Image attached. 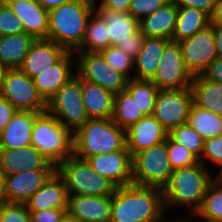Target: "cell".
<instances>
[{
	"label": "cell",
	"instance_id": "1",
	"mask_svg": "<svg viewBox=\"0 0 222 222\" xmlns=\"http://www.w3.org/2000/svg\"><path fill=\"white\" fill-rule=\"evenodd\" d=\"M112 222H162L163 190L130 184L117 187L111 197Z\"/></svg>",
	"mask_w": 222,
	"mask_h": 222
},
{
	"label": "cell",
	"instance_id": "25",
	"mask_svg": "<svg viewBox=\"0 0 222 222\" xmlns=\"http://www.w3.org/2000/svg\"><path fill=\"white\" fill-rule=\"evenodd\" d=\"M171 40L145 37L142 48L134 60V79L152 81L157 73L161 55Z\"/></svg>",
	"mask_w": 222,
	"mask_h": 222
},
{
	"label": "cell",
	"instance_id": "50",
	"mask_svg": "<svg viewBox=\"0 0 222 222\" xmlns=\"http://www.w3.org/2000/svg\"><path fill=\"white\" fill-rule=\"evenodd\" d=\"M217 57L222 58V26H214Z\"/></svg>",
	"mask_w": 222,
	"mask_h": 222
},
{
	"label": "cell",
	"instance_id": "4",
	"mask_svg": "<svg viewBox=\"0 0 222 222\" xmlns=\"http://www.w3.org/2000/svg\"><path fill=\"white\" fill-rule=\"evenodd\" d=\"M93 12L77 0L50 9L47 40L74 52L82 44Z\"/></svg>",
	"mask_w": 222,
	"mask_h": 222
},
{
	"label": "cell",
	"instance_id": "48",
	"mask_svg": "<svg viewBox=\"0 0 222 222\" xmlns=\"http://www.w3.org/2000/svg\"><path fill=\"white\" fill-rule=\"evenodd\" d=\"M132 0H106L103 6L106 10L128 12Z\"/></svg>",
	"mask_w": 222,
	"mask_h": 222
},
{
	"label": "cell",
	"instance_id": "45",
	"mask_svg": "<svg viewBox=\"0 0 222 222\" xmlns=\"http://www.w3.org/2000/svg\"><path fill=\"white\" fill-rule=\"evenodd\" d=\"M67 209H47L30 212L31 222H59Z\"/></svg>",
	"mask_w": 222,
	"mask_h": 222
},
{
	"label": "cell",
	"instance_id": "27",
	"mask_svg": "<svg viewBox=\"0 0 222 222\" xmlns=\"http://www.w3.org/2000/svg\"><path fill=\"white\" fill-rule=\"evenodd\" d=\"M96 12L108 26L110 46H118L120 42L130 39V36L140 29V21L128 12H115L103 7Z\"/></svg>",
	"mask_w": 222,
	"mask_h": 222
},
{
	"label": "cell",
	"instance_id": "7",
	"mask_svg": "<svg viewBox=\"0 0 222 222\" xmlns=\"http://www.w3.org/2000/svg\"><path fill=\"white\" fill-rule=\"evenodd\" d=\"M172 172L168 160L167 138L164 142L132 157V177L135 185L163 189L168 184Z\"/></svg>",
	"mask_w": 222,
	"mask_h": 222
},
{
	"label": "cell",
	"instance_id": "17",
	"mask_svg": "<svg viewBox=\"0 0 222 222\" xmlns=\"http://www.w3.org/2000/svg\"><path fill=\"white\" fill-rule=\"evenodd\" d=\"M167 136L168 132L153 115L144 116L126 130L127 149L133 157L147 148L164 142Z\"/></svg>",
	"mask_w": 222,
	"mask_h": 222
},
{
	"label": "cell",
	"instance_id": "12",
	"mask_svg": "<svg viewBox=\"0 0 222 222\" xmlns=\"http://www.w3.org/2000/svg\"><path fill=\"white\" fill-rule=\"evenodd\" d=\"M194 76L186 67L178 42L171 41L161 55L157 73L152 82L159 90L191 87Z\"/></svg>",
	"mask_w": 222,
	"mask_h": 222
},
{
	"label": "cell",
	"instance_id": "56",
	"mask_svg": "<svg viewBox=\"0 0 222 222\" xmlns=\"http://www.w3.org/2000/svg\"><path fill=\"white\" fill-rule=\"evenodd\" d=\"M162 222H186V221H181V220H178V221H177V220L174 219V220H171V221L163 220ZM189 222H192V221H189ZM193 222H194V221H193ZM196 222H197V221H196ZM198 222H202V221L199 220Z\"/></svg>",
	"mask_w": 222,
	"mask_h": 222
},
{
	"label": "cell",
	"instance_id": "23",
	"mask_svg": "<svg viewBox=\"0 0 222 222\" xmlns=\"http://www.w3.org/2000/svg\"><path fill=\"white\" fill-rule=\"evenodd\" d=\"M68 192L64 179L56 171L26 202L29 212L47 209H67Z\"/></svg>",
	"mask_w": 222,
	"mask_h": 222
},
{
	"label": "cell",
	"instance_id": "53",
	"mask_svg": "<svg viewBox=\"0 0 222 222\" xmlns=\"http://www.w3.org/2000/svg\"><path fill=\"white\" fill-rule=\"evenodd\" d=\"M6 202L5 196V175L0 170V205Z\"/></svg>",
	"mask_w": 222,
	"mask_h": 222
},
{
	"label": "cell",
	"instance_id": "18",
	"mask_svg": "<svg viewBox=\"0 0 222 222\" xmlns=\"http://www.w3.org/2000/svg\"><path fill=\"white\" fill-rule=\"evenodd\" d=\"M111 197L69 196L67 211L80 222H112Z\"/></svg>",
	"mask_w": 222,
	"mask_h": 222
},
{
	"label": "cell",
	"instance_id": "28",
	"mask_svg": "<svg viewBox=\"0 0 222 222\" xmlns=\"http://www.w3.org/2000/svg\"><path fill=\"white\" fill-rule=\"evenodd\" d=\"M191 89L196 106L222 116V84L201 74L194 76Z\"/></svg>",
	"mask_w": 222,
	"mask_h": 222
},
{
	"label": "cell",
	"instance_id": "5",
	"mask_svg": "<svg viewBox=\"0 0 222 222\" xmlns=\"http://www.w3.org/2000/svg\"><path fill=\"white\" fill-rule=\"evenodd\" d=\"M31 146L57 167L73 154V134L45 111L35 119Z\"/></svg>",
	"mask_w": 222,
	"mask_h": 222
},
{
	"label": "cell",
	"instance_id": "44",
	"mask_svg": "<svg viewBox=\"0 0 222 222\" xmlns=\"http://www.w3.org/2000/svg\"><path fill=\"white\" fill-rule=\"evenodd\" d=\"M177 7H193L212 15L217 0H171Z\"/></svg>",
	"mask_w": 222,
	"mask_h": 222
},
{
	"label": "cell",
	"instance_id": "29",
	"mask_svg": "<svg viewBox=\"0 0 222 222\" xmlns=\"http://www.w3.org/2000/svg\"><path fill=\"white\" fill-rule=\"evenodd\" d=\"M35 38L26 33L0 37V63L7 69L19 68Z\"/></svg>",
	"mask_w": 222,
	"mask_h": 222
},
{
	"label": "cell",
	"instance_id": "36",
	"mask_svg": "<svg viewBox=\"0 0 222 222\" xmlns=\"http://www.w3.org/2000/svg\"><path fill=\"white\" fill-rule=\"evenodd\" d=\"M168 136L191 151L198 159L201 158L204 149V138L200 136L188 123L173 128Z\"/></svg>",
	"mask_w": 222,
	"mask_h": 222
},
{
	"label": "cell",
	"instance_id": "54",
	"mask_svg": "<svg viewBox=\"0 0 222 222\" xmlns=\"http://www.w3.org/2000/svg\"><path fill=\"white\" fill-rule=\"evenodd\" d=\"M59 222H80L75 217H73L68 211H65L61 216Z\"/></svg>",
	"mask_w": 222,
	"mask_h": 222
},
{
	"label": "cell",
	"instance_id": "57",
	"mask_svg": "<svg viewBox=\"0 0 222 222\" xmlns=\"http://www.w3.org/2000/svg\"><path fill=\"white\" fill-rule=\"evenodd\" d=\"M218 179H221L222 180V171H220L217 176H216Z\"/></svg>",
	"mask_w": 222,
	"mask_h": 222
},
{
	"label": "cell",
	"instance_id": "8",
	"mask_svg": "<svg viewBox=\"0 0 222 222\" xmlns=\"http://www.w3.org/2000/svg\"><path fill=\"white\" fill-rule=\"evenodd\" d=\"M46 111L72 134L90 119L83 104L80 84L75 77L66 82L49 99Z\"/></svg>",
	"mask_w": 222,
	"mask_h": 222
},
{
	"label": "cell",
	"instance_id": "9",
	"mask_svg": "<svg viewBox=\"0 0 222 222\" xmlns=\"http://www.w3.org/2000/svg\"><path fill=\"white\" fill-rule=\"evenodd\" d=\"M0 94L17 110L45 112L47 102L38 93L34 81L19 68L7 69Z\"/></svg>",
	"mask_w": 222,
	"mask_h": 222
},
{
	"label": "cell",
	"instance_id": "37",
	"mask_svg": "<svg viewBox=\"0 0 222 222\" xmlns=\"http://www.w3.org/2000/svg\"><path fill=\"white\" fill-rule=\"evenodd\" d=\"M107 63L116 71L132 79L131 71L134 69V60L117 46H109L100 51Z\"/></svg>",
	"mask_w": 222,
	"mask_h": 222
},
{
	"label": "cell",
	"instance_id": "2",
	"mask_svg": "<svg viewBox=\"0 0 222 222\" xmlns=\"http://www.w3.org/2000/svg\"><path fill=\"white\" fill-rule=\"evenodd\" d=\"M210 168L200 161L191 166L173 170L163 190L165 212L174 206H188L193 215L201 208L209 184L215 179Z\"/></svg>",
	"mask_w": 222,
	"mask_h": 222
},
{
	"label": "cell",
	"instance_id": "33",
	"mask_svg": "<svg viewBox=\"0 0 222 222\" xmlns=\"http://www.w3.org/2000/svg\"><path fill=\"white\" fill-rule=\"evenodd\" d=\"M144 115L131 94L125 89L114 95L113 122L124 130L137 123Z\"/></svg>",
	"mask_w": 222,
	"mask_h": 222
},
{
	"label": "cell",
	"instance_id": "14",
	"mask_svg": "<svg viewBox=\"0 0 222 222\" xmlns=\"http://www.w3.org/2000/svg\"><path fill=\"white\" fill-rule=\"evenodd\" d=\"M87 160L93 171L110 179L118 187L133 184L132 157L127 147L112 153L93 155Z\"/></svg>",
	"mask_w": 222,
	"mask_h": 222
},
{
	"label": "cell",
	"instance_id": "38",
	"mask_svg": "<svg viewBox=\"0 0 222 222\" xmlns=\"http://www.w3.org/2000/svg\"><path fill=\"white\" fill-rule=\"evenodd\" d=\"M168 160L173 170L197 164L199 159L186 147L167 136Z\"/></svg>",
	"mask_w": 222,
	"mask_h": 222
},
{
	"label": "cell",
	"instance_id": "26",
	"mask_svg": "<svg viewBox=\"0 0 222 222\" xmlns=\"http://www.w3.org/2000/svg\"><path fill=\"white\" fill-rule=\"evenodd\" d=\"M178 7L170 0L154 13L140 20V29L145 37L171 40L176 25Z\"/></svg>",
	"mask_w": 222,
	"mask_h": 222
},
{
	"label": "cell",
	"instance_id": "39",
	"mask_svg": "<svg viewBox=\"0 0 222 222\" xmlns=\"http://www.w3.org/2000/svg\"><path fill=\"white\" fill-rule=\"evenodd\" d=\"M25 33L21 20L13 13L5 1H0V34L13 35Z\"/></svg>",
	"mask_w": 222,
	"mask_h": 222
},
{
	"label": "cell",
	"instance_id": "22",
	"mask_svg": "<svg viewBox=\"0 0 222 222\" xmlns=\"http://www.w3.org/2000/svg\"><path fill=\"white\" fill-rule=\"evenodd\" d=\"M74 54V52L68 51L57 63L33 78L38 93L46 102L74 77L71 70L73 65V68H76V60L73 61Z\"/></svg>",
	"mask_w": 222,
	"mask_h": 222
},
{
	"label": "cell",
	"instance_id": "30",
	"mask_svg": "<svg viewBox=\"0 0 222 222\" xmlns=\"http://www.w3.org/2000/svg\"><path fill=\"white\" fill-rule=\"evenodd\" d=\"M211 24V17L203 10L193 7H178L175 29L171 41L180 42L190 38Z\"/></svg>",
	"mask_w": 222,
	"mask_h": 222
},
{
	"label": "cell",
	"instance_id": "6",
	"mask_svg": "<svg viewBox=\"0 0 222 222\" xmlns=\"http://www.w3.org/2000/svg\"><path fill=\"white\" fill-rule=\"evenodd\" d=\"M56 171L64 179L69 196H112L118 187L93 171L87 159L74 154L61 162Z\"/></svg>",
	"mask_w": 222,
	"mask_h": 222
},
{
	"label": "cell",
	"instance_id": "10",
	"mask_svg": "<svg viewBox=\"0 0 222 222\" xmlns=\"http://www.w3.org/2000/svg\"><path fill=\"white\" fill-rule=\"evenodd\" d=\"M192 103L191 87L159 90L152 115L169 133L173 128L187 123Z\"/></svg>",
	"mask_w": 222,
	"mask_h": 222
},
{
	"label": "cell",
	"instance_id": "35",
	"mask_svg": "<svg viewBox=\"0 0 222 222\" xmlns=\"http://www.w3.org/2000/svg\"><path fill=\"white\" fill-rule=\"evenodd\" d=\"M126 90L131 94L144 116L152 115L159 89L147 80L129 79Z\"/></svg>",
	"mask_w": 222,
	"mask_h": 222
},
{
	"label": "cell",
	"instance_id": "34",
	"mask_svg": "<svg viewBox=\"0 0 222 222\" xmlns=\"http://www.w3.org/2000/svg\"><path fill=\"white\" fill-rule=\"evenodd\" d=\"M200 221L222 222V180L215 177L209 184L203 204L195 215Z\"/></svg>",
	"mask_w": 222,
	"mask_h": 222
},
{
	"label": "cell",
	"instance_id": "20",
	"mask_svg": "<svg viewBox=\"0 0 222 222\" xmlns=\"http://www.w3.org/2000/svg\"><path fill=\"white\" fill-rule=\"evenodd\" d=\"M21 20L26 34L37 39H47L49 10L37 0H5Z\"/></svg>",
	"mask_w": 222,
	"mask_h": 222
},
{
	"label": "cell",
	"instance_id": "51",
	"mask_svg": "<svg viewBox=\"0 0 222 222\" xmlns=\"http://www.w3.org/2000/svg\"><path fill=\"white\" fill-rule=\"evenodd\" d=\"M43 8L50 10L52 8L58 7L64 3L71 2L73 0H37Z\"/></svg>",
	"mask_w": 222,
	"mask_h": 222
},
{
	"label": "cell",
	"instance_id": "42",
	"mask_svg": "<svg viewBox=\"0 0 222 222\" xmlns=\"http://www.w3.org/2000/svg\"><path fill=\"white\" fill-rule=\"evenodd\" d=\"M170 0H132L128 13L139 21L145 16L154 13L157 9L163 7Z\"/></svg>",
	"mask_w": 222,
	"mask_h": 222
},
{
	"label": "cell",
	"instance_id": "49",
	"mask_svg": "<svg viewBox=\"0 0 222 222\" xmlns=\"http://www.w3.org/2000/svg\"><path fill=\"white\" fill-rule=\"evenodd\" d=\"M210 17L212 26H222V0H217L215 9Z\"/></svg>",
	"mask_w": 222,
	"mask_h": 222
},
{
	"label": "cell",
	"instance_id": "32",
	"mask_svg": "<svg viewBox=\"0 0 222 222\" xmlns=\"http://www.w3.org/2000/svg\"><path fill=\"white\" fill-rule=\"evenodd\" d=\"M187 123L204 139L222 135V116L191 104Z\"/></svg>",
	"mask_w": 222,
	"mask_h": 222
},
{
	"label": "cell",
	"instance_id": "3",
	"mask_svg": "<svg viewBox=\"0 0 222 222\" xmlns=\"http://www.w3.org/2000/svg\"><path fill=\"white\" fill-rule=\"evenodd\" d=\"M127 147L126 130L112 119H89L73 134V154L82 159Z\"/></svg>",
	"mask_w": 222,
	"mask_h": 222
},
{
	"label": "cell",
	"instance_id": "52",
	"mask_svg": "<svg viewBox=\"0 0 222 222\" xmlns=\"http://www.w3.org/2000/svg\"><path fill=\"white\" fill-rule=\"evenodd\" d=\"M77 1H79L81 4H83L85 6L89 7L90 9L96 11L104 6L106 0H101V3H98L100 5H97L95 0H77ZM96 1H98V0H96Z\"/></svg>",
	"mask_w": 222,
	"mask_h": 222
},
{
	"label": "cell",
	"instance_id": "19",
	"mask_svg": "<svg viewBox=\"0 0 222 222\" xmlns=\"http://www.w3.org/2000/svg\"><path fill=\"white\" fill-rule=\"evenodd\" d=\"M67 52L54 41L37 39L31 45L19 69L33 79L57 63Z\"/></svg>",
	"mask_w": 222,
	"mask_h": 222
},
{
	"label": "cell",
	"instance_id": "55",
	"mask_svg": "<svg viewBox=\"0 0 222 222\" xmlns=\"http://www.w3.org/2000/svg\"><path fill=\"white\" fill-rule=\"evenodd\" d=\"M6 71H7V68L3 64L0 63V92H1L2 82L4 80Z\"/></svg>",
	"mask_w": 222,
	"mask_h": 222
},
{
	"label": "cell",
	"instance_id": "24",
	"mask_svg": "<svg viewBox=\"0 0 222 222\" xmlns=\"http://www.w3.org/2000/svg\"><path fill=\"white\" fill-rule=\"evenodd\" d=\"M41 113L17 110L5 129L0 132V148L17 149L30 146L33 125Z\"/></svg>",
	"mask_w": 222,
	"mask_h": 222
},
{
	"label": "cell",
	"instance_id": "16",
	"mask_svg": "<svg viewBox=\"0 0 222 222\" xmlns=\"http://www.w3.org/2000/svg\"><path fill=\"white\" fill-rule=\"evenodd\" d=\"M42 168L56 166L31 145L17 149L0 148V170L5 176Z\"/></svg>",
	"mask_w": 222,
	"mask_h": 222
},
{
	"label": "cell",
	"instance_id": "15",
	"mask_svg": "<svg viewBox=\"0 0 222 222\" xmlns=\"http://www.w3.org/2000/svg\"><path fill=\"white\" fill-rule=\"evenodd\" d=\"M56 172V168H42L5 176L6 202L25 203Z\"/></svg>",
	"mask_w": 222,
	"mask_h": 222
},
{
	"label": "cell",
	"instance_id": "46",
	"mask_svg": "<svg viewBox=\"0 0 222 222\" xmlns=\"http://www.w3.org/2000/svg\"><path fill=\"white\" fill-rule=\"evenodd\" d=\"M16 112L17 109L0 94V132L5 129Z\"/></svg>",
	"mask_w": 222,
	"mask_h": 222
},
{
	"label": "cell",
	"instance_id": "11",
	"mask_svg": "<svg viewBox=\"0 0 222 222\" xmlns=\"http://www.w3.org/2000/svg\"><path fill=\"white\" fill-rule=\"evenodd\" d=\"M76 69L82 76L112 92L114 95L125 90L128 78L114 70L100 52H77Z\"/></svg>",
	"mask_w": 222,
	"mask_h": 222
},
{
	"label": "cell",
	"instance_id": "21",
	"mask_svg": "<svg viewBox=\"0 0 222 222\" xmlns=\"http://www.w3.org/2000/svg\"><path fill=\"white\" fill-rule=\"evenodd\" d=\"M78 80L86 113L90 119H111L113 115L114 94L85 78L78 71L74 72Z\"/></svg>",
	"mask_w": 222,
	"mask_h": 222
},
{
	"label": "cell",
	"instance_id": "47",
	"mask_svg": "<svg viewBox=\"0 0 222 222\" xmlns=\"http://www.w3.org/2000/svg\"><path fill=\"white\" fill-rule=\"evenodd\" d=\"M203 75L211 80L222 84V58L217 57L203 73Z\"/></svg>",
	"mask_w": 222,
	"mask_h": 222
},
{
	"label": "cell",
	"instance_id": "31",
	"mask_svg": "<svg viewBox=\"0 0 222 222\" xmlns=\"http://www.w3.org/2000/svg\"><path fill=\"white\" fill-rule=\"evenodd\" d=\"M109 46L108 26L94 11L88 20L82 44L74 52H100Z\"/></svg>",
	"mask_w": 222,
	"mask_h": 222
},
{
	"label": "cell",
	"instance_id": "41",
	"mask_svg": "<svg viewBox=\"0 0 222 222\" xmlns=\"http://www.w3.org/2000/svg\"><path fill=\"white\" fill-rule=\"evenodd\" d=\"M199 161L207 168L208 163L211 162L220 166L219 170L222 171V135L204 139V149Z\"/></svg>",
	"mask_w": 222,
	"mask_h": 222
},
{
	"label": "cell",
	"instance_id": "40",
	"mask_svg": "<svg viewBox=\"0 0 222 222\" xmlns=\"http://www.w3.org/2000/svg\"><path fill=\"white\" fill-rule=\"evenodd\" d=\"M0 222H31L25 203L4 202L0 205Z\"/></svg>",
	"mask_w": 222,
	"mask_h": 222
},
{
	"label": "cell",
	"instance_id": "43",
	"mask_svg": "<svg viewBox=\"0 0 222 222\" xmlns=\"http://www.w3.org/2000/svg\"><path fill=\"white\" fill-rule=\"evenodd\" d=\"M144 38L145 36L142 34L141 29H139L136 33L130 36V39L120 42L117 47L129 55L131 59L135 60L142 48Z\"/></svg>",
	"mask_w": 222,
	"mask_h": 222
},
{
	"label": "cell",
	"instance_id": "13",
	"mask_svg": "<svg viewBox=\"0 0 222 222\" xmlns=\"http://www.w3.org/2000/svg\"><path fill=\"white\" fill-rule=\"evenodd\" d=\"M178 44L186 67L193 76L203 74L217 58L215 31L211 24Z\"/></svg>",
	"mask_w": 222,
	"mask_h": 222
}]
</instances>
